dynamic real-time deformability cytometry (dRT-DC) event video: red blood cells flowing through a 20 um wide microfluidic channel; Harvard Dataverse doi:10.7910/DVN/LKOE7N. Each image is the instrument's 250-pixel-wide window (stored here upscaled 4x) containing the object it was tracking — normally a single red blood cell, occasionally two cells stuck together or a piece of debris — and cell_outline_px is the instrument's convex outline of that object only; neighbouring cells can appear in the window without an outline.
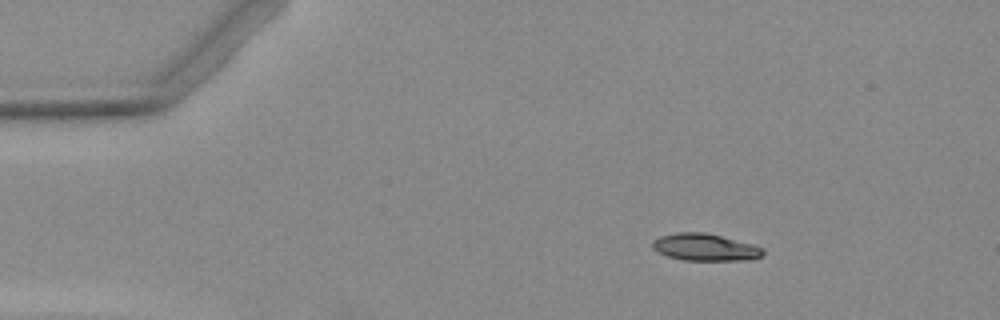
{"species": "Egyptian fruit bat (a non-hibernating species)", "species_latin": "Rousettus aegyptiacus", "temperature_condition": "warm", "stored_images_in_passage": 4, "camera_frame_rate_fps": 3000, "um_per_image_px": 0.085, "animal": {"sex": "female"}, "frame": {"image": 1, "passage_image": 1, "time_ms": 0.0, "image_size_px": [1000, 320], "cell_outline_px": [[764, 252], [760, 256], [748, 260], [684, 260], [668, 256], [656, 252], [652, 248], [652, 240], [660, 236], [676, 232], [704, 232], [752, 244], [764, 248]], "centroid_in_image_um": [59.88, 21.01], "position_along_channel_um": 25.1, "area_um2": 17.4}}
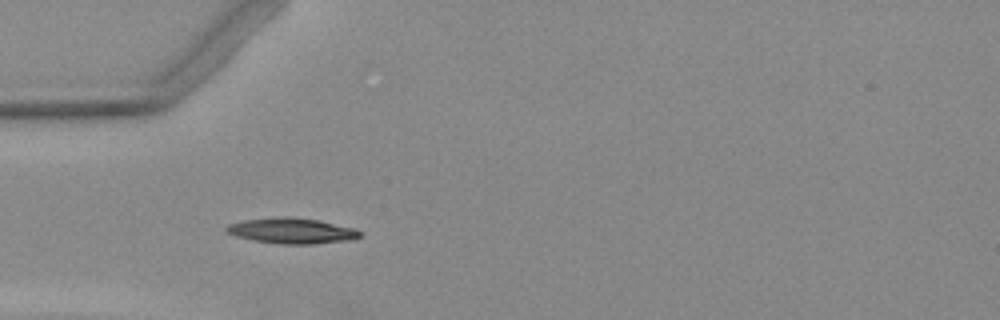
{"frame": {"image": 2, "passage_image": 3, "time_ms": 2.667, "image_size_px": [1000, 320], "cell_outline_px": [[360, 236], [352, 240], [312, 244], [280, 244], [252, 240], [236, 236], [228, 232], [224, 228], [228, 224], [244, 220], [288, 216], [316, 220], [352, 228], [360, 232]], "centroid_in_image_um": [24.76, 19.63], "position_along_channel_um": 60.2, "area_um2": 19.59}}
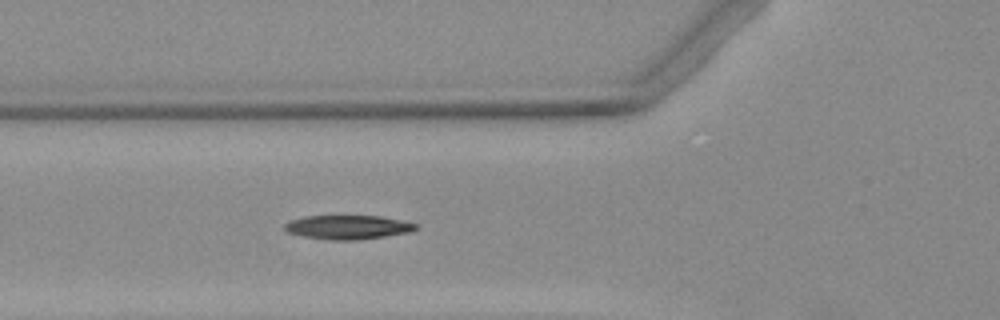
{"frame": {"image": 3, "passage_image": 4, "time_ms": 3.667, "image_size_px": [1000, 320], "cell_outline_px": [[416, 228], [408, 232], [384, 236], [356, 240], [328, 240], [300, 236], [288, 232], [284, 228], [284, 224], [292, 220], [304, 216], [380, 216], [404, 220], [416, 224]], "centroid_in_image_um": [29.53, 19.31], "position_along_channel_um": 96.3, "area_um2": 18.26}}